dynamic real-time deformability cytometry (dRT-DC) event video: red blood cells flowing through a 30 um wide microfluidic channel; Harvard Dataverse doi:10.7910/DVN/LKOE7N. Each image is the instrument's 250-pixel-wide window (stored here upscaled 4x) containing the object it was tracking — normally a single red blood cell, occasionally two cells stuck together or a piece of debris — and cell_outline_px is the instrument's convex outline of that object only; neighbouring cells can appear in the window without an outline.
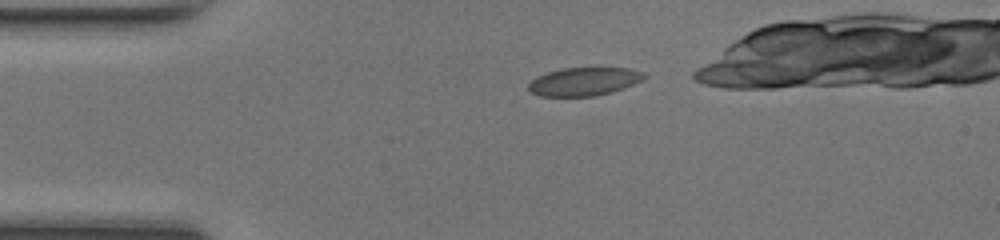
{"species": "common noctule bat (a hibernating species)", "species_latin": "Nyctalus noctula", "temperature_condition": "room temperature", "stored_images_in_passage": 32, "camera_frame_rate_fps": 3000, "um_per_image_px": 0.085, "animal": {"sex": "female", "body_mass_g": 17.0, "forearm_length_mm": 48.0}, "frame": {"image": 1, "passage_image": 3, "time_ms": 0.667, "image_size_px": [1000, 240], "cell_outline_px": [[648, 76], [624, 88], [612, 92], [596, 96], [540, 96], [532, 92], [528, 88], [528, 84], [536, 76], [548, 72], [564, 68], [628, 68], [644, 72]], "centroid_in_image_um": [49.64, 6.93], "position_along_channel_um": 35.4, "area_um2": 18.96}}
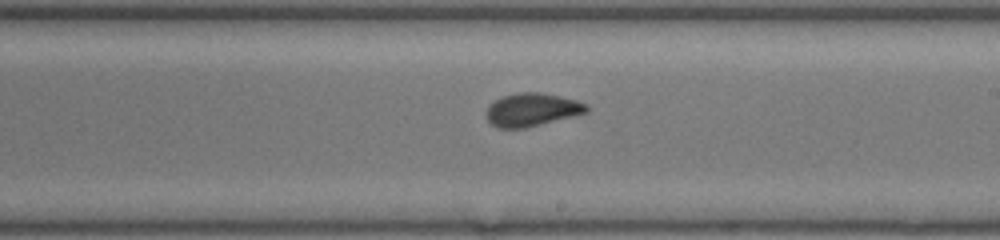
{"frame": {"image": 2, "passage_image": 20, "time_ms": 6.333, "image_size_px": [1000, 240], "cell_outline_px": [[588, 112], [524, 128], [496, 128], [488, 120], [488, 108], [496, 100], [504, 96], [520, 92], [540, 92], [560, 96], [576, 100], [588, 104]], "centroid_in_image_um": [45.25, 9.32], "position_along_channel_um": 243.8, "area_um2": 18.96}}
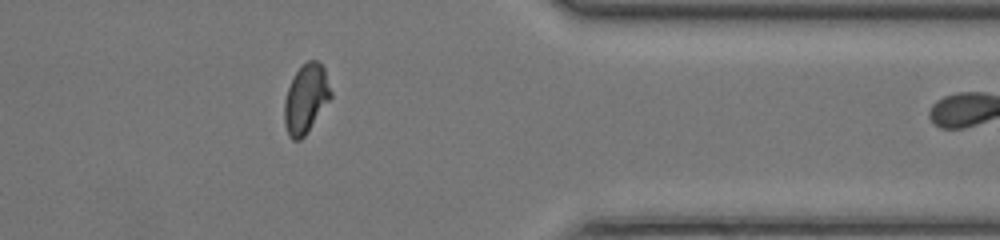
{"frame": {"image": 3, "passage_image": 31, "time_ms": 10.0, "image_size_px": [1000, 240], "cell_outline_px": [[332, 96], [304, 136], [300, 140], [292, 140], [288, 136], [284, 124], [284, 100], [288, 88], [296, 72], [308, 60], [316, 60], [324, 68], [332, 92]], "centroid_in_image_um": [25.99, 8.41], "position_along_channel_um": 385.4, "area_um2": 18.44}}